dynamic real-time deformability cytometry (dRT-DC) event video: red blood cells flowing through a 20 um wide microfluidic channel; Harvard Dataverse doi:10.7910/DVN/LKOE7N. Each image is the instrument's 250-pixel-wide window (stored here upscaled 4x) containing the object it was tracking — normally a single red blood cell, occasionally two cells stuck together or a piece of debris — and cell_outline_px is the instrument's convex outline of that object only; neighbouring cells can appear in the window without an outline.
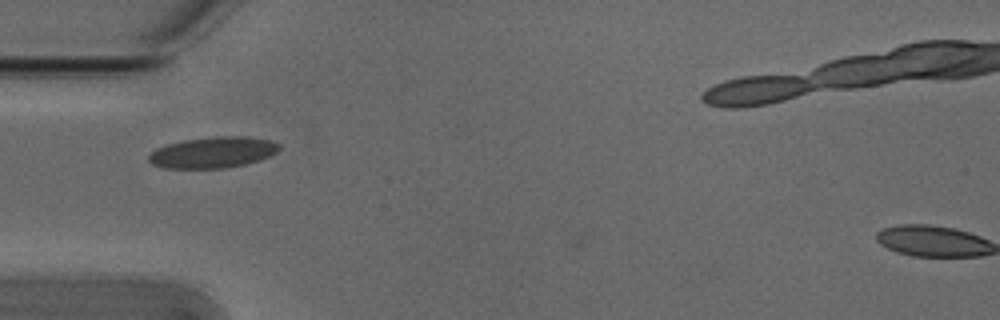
{"species": "Egyptian fruit bat (a non-hibernating species)", "species_latin": "Rousettus aegyptiacus", "temperature_condition": "cold", "stored_images_in_passage": 9, "camera_frame_rate_fps": 3000, "um_per_image_px": 0.085, "animal": {"sex": "male"}, "frame": {"image": 1, "passage_image": 1, "time_ms": 0.0, "image_size_px": [1000, 320], "cell_outline_px": [[280, 148], [276, 152], [260, 160], [244, 164], [224, 168], [164, 168], [152, 164], [148, 160], [148, 156], [156, 148], [168, 144], [184, 140], [216, 136], [248, 136], [272, 140], [280, 144]], "centroid_in_image_um": [18.11, 12.94], "position_along_channel_um": 66.9, "area_um2": 23.64}}